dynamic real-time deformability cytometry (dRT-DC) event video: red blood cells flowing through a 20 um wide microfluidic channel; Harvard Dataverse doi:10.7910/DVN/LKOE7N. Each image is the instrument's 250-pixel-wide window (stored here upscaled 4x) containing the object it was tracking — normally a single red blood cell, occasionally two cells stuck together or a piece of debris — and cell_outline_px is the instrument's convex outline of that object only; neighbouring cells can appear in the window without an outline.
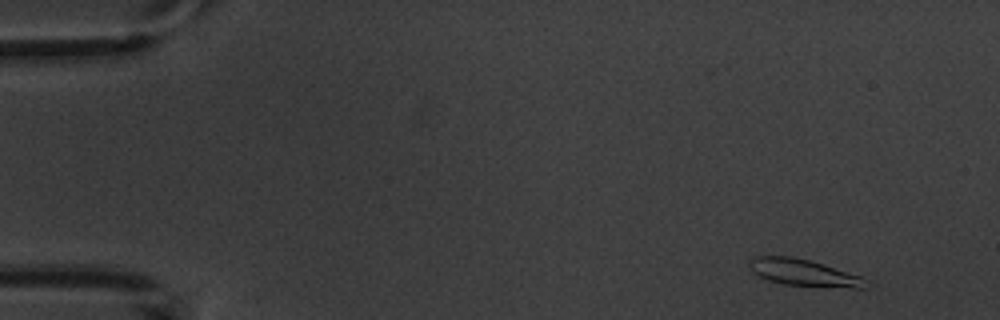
{"species": "common noctule bat (a hibernating species)", "species_latin": "Nyctalus noctula", "temperature_condition": "warm", "stored_images_in_passage": 5, "camera_frame_rate_fps": 3000, "um_per_image_px": 0.085, "animal": {"sex": "male", "body_mass_g": 20.1, "forearm_length_mm": 53.5}, "frame": {"image": 1, "passage_image": 1, "time_ms": 0.0, "image_size_px": [1000, 320], "cell_outline_px": [[876, 284], [868, 288], [852, 288], [784, 284], [768, 280], [752, 272], [748, 264], [748, 260], [752, 256], [792, 256], [808, 260], [860, 276]], "centroid_in_image_um": [68.35, 23.19], "position_along_channel_um": 16.6, "area_um2": 18.26}}
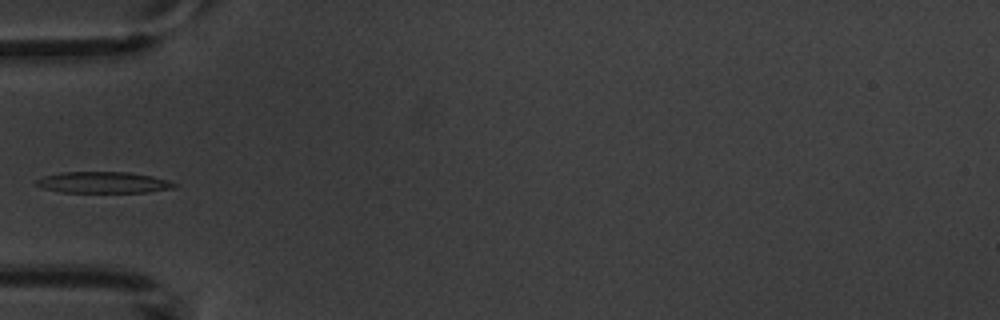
{"frame": {"image": 2, "passage_image": 5, "time_ms": 4.667, "image_size_px": [1000, 320], "cell_outline_px": [[180, 184], [176, 188], [148, 192], [60, 192], [44, 188], [36, 184], [36, 180], [44, 176], [60, 172], [128, 172], [152, 176], [168, 180]], "centroid_in_image_um": [8.84, 15.51], "position_along_channel_um": 76.2, "area_um2": 17.17}}